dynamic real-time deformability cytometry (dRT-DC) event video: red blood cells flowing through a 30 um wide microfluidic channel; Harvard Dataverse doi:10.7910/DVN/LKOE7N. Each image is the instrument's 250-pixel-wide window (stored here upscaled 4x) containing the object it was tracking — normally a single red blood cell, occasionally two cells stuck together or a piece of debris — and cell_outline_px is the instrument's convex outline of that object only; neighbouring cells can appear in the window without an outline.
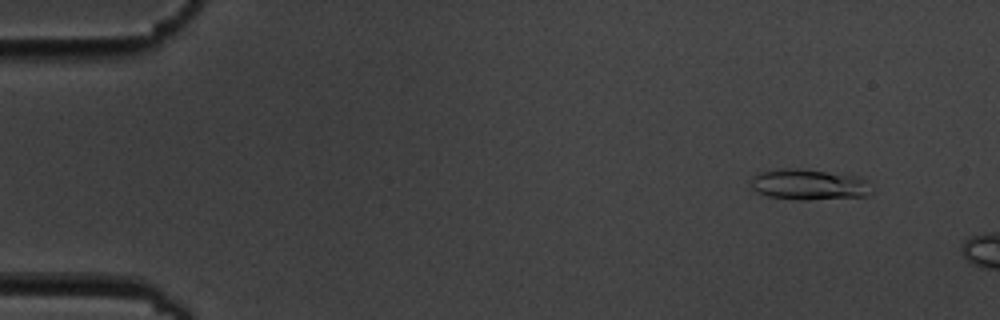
{"species": "common noctule bat (a hibernating species)", "species_latin": "Nyctalus noctula", "temperature_condition": "cold", "stored_images_in_passage": 4, "camera_frame_rate_fps": 3000, "um_per_image_px": 0.085, "animal": {"sex": "male", "body_mass_g": 19.5, "forearm_length_mm": 54.6}, "frame": {"image": 1, "passage_image": 2, "time_ms": 1.0, "image_size_px": [1000, 320], "cell_outline_px": [[872, 192], [868, 196], [808, 200], [796, 200], [768, 196], [756, 192], [752, 188], [752, 176], [756, 172], [780, 168], [800, 168], [860, 176], [868, 180]], "centroid_in_image_um": [68.76, 15.68], "position_along_channel_um": 16.2, "area_um2": 22.14}}